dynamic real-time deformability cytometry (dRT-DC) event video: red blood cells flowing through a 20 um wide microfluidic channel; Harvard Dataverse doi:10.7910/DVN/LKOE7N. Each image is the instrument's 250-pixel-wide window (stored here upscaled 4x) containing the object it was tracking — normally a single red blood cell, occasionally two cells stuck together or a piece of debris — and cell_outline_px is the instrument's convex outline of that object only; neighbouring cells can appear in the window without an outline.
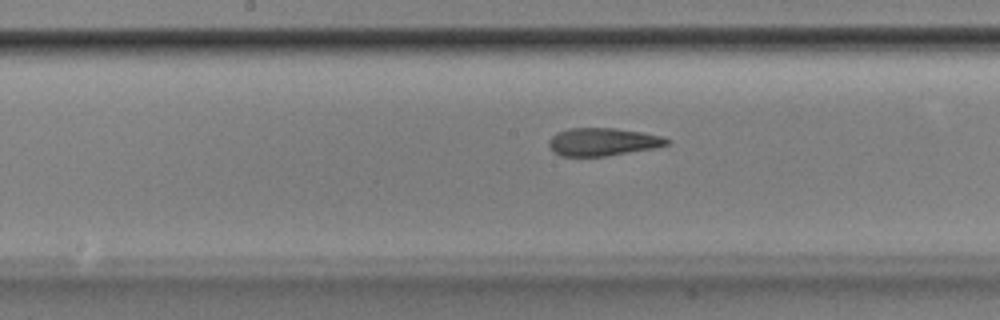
{"species": "Egyptian fruit bat (a non-hibernating species)", "species_latin": "Rousettus aegyptiacus", "temperature_condition": "room temperature", "stored_images_in_passage": 47, "camera_frame_rate_fps": 3000, "um_per_image_px": 0.085, "animal": {"sex": "male"}, "frame": {"image": 1, "passage_image": 27, "time_ms": 8.667, "image_size_px": [1000, 320], "cell_outline_px": [[672, 140], [668, 144], [656, 148], [604, 156], [560, 156], [548, 144], [548, 140], [556, 132], [568, 128], [616, 128], [664, 136]], "centroid_in_image_um": [51.26, 12.05], "position_along_channel_um": 196.9, "area_um2": 19.19}}
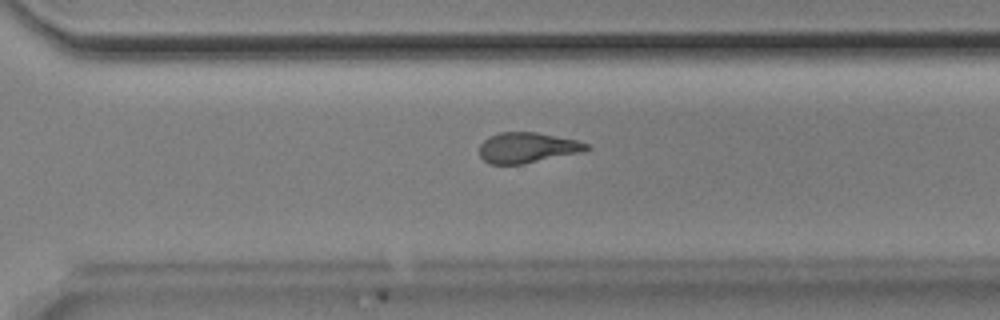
{"frame": {"image": 2, "passage_image": 37, "time_ms": 12.0, "image_size_px": [1000, 320], "cell_outline_px": [[592, 148], [580, 152], [524, 164], [488, 164], [480, 156], [480, 144], [488, 136], [500, 132], [536, 132], [576, 140], [588, 144]], "centroid_in_image_um": [44.79, 12.55], "position_along_channel_um": 325.8, "area_um2": 18.96}}
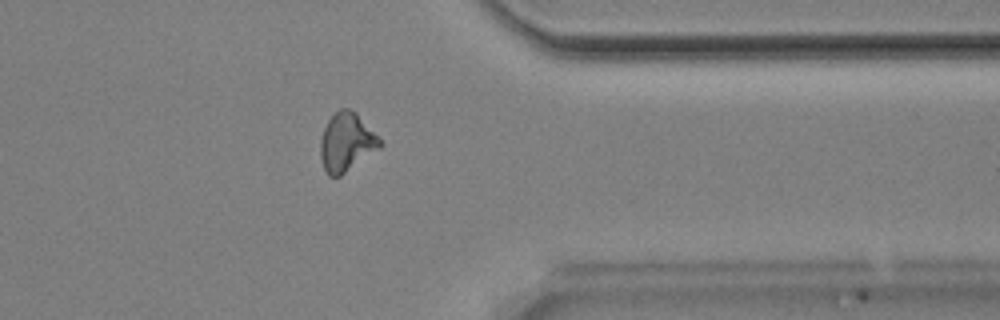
{"frame": {"image": 3, "passage_image": 42, "time_ms": 13.667, "image_size_px": [1000, 320], "cell_outline_px": [[384, 144], [380, 148], [340, 176], [328, 176], [324, 168], [320, 156], [320, 140], [324, 128], [328, 120], [340, 108], [348, 108], [356, 112], [380, 136]], "centroid_in_image_um": [29.48, 12.07], "position_along_channel_um": 381.9, "area_um2": 20.46}, "authors_computed_cell_mechanics": {"area_um2": 19.8254, "velocity_mm_per_s": 3.883, "shape_relaxation_time_tau1_ms": 4.0567, "shape_relaxation_time_tau2_ms": 2.2324, "deformation_change_tau1": 0.1585, "deformation_change_tau2": 0.1082}}